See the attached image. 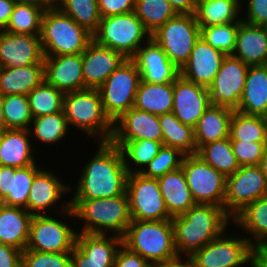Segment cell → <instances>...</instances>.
<instances>
[{"label":"cell","mask_w":267,"mask_h":267,"mask_svg":"<svg viewBox=\"0 0 267 267\" xmlns=\"http://www.w3.org/2000/svg\"><path fill=\"white\" fill-rule=\"evenodd\" d=\"M126 193L132 220L160 221L172 218L166 208L158 179L141 173L128 174Z\"/></svg>","instance_id":"cell-11"},{"label":"cell","mask_w":267,"mask_h":267,"mask_svg":"<svg viewBox=\"0 0 267 267\" xmlns=\"http://www.w3.org/2000/svg\"><path fill=\"white\" fill-rule=\"evenodd\" d=\"M149 265L150 263L141 255L122 244L116 253L113 267H149Z\"/></svg>","instance_id":"cell-52"},{"label":"cell","mask_w":267,"mask_h":267,"mask_svg":"<svg viewBox=\"0 0 267 267\" xmlns=\"http://www.w3.org/2000/svg\"><path fill=\"white\" fill-rule=\"evenodd\" d=\"M4 130H7V128L4 118L3 96L0 94V132H3Z\"/></svg>","instance_id":"cell-59"},{"label":"cell","mask_w":267,"mask_h":267,"mask_svg":"<svg viewBox=\"0 0 267 267\" xmlns=\"http://www.w3.org/2000/svg\"><path fill=\"white\" fill-rule=\"evenodd\" d=\"M141 76L132 59H126L98 88L103 108L112 122L134 106Z\"/></svg>","instance_id":"cell-8"},{"label":"cell","mask_w":267,"mask_h":267,"mask_svg":"<svg viewBox=\"0 0 267 267\" xmlns=\"http://www.w3.org/2000/svg\"><path fill=\"white\" fill-rule=\"evenodd\" d=\"M184 157L185 154L178 149L163 145L141 174L149 178L158 179L166 173L181 168Z\"/></svg>","instance_id":"cell-47"},{"label":"cell","mask_w":267,"mask_h":267,"mask_svg":"<svg viewBox=\"0 0 267 267\" xmlns=\"http://www.w3.org/2000/svg\"><path fill=\"white\" fill-rule=\"evenodd\" d=\"M43 60L40 36L0 31V67H21Z\"/></svg>","instance_id":"cell-22"},{"label":"cell","mask_w":267,"mask_h":267,"mask_svg":"<svg viewBox=\"0 0 267 267\" xmlns=\"http://www.w3.org/2000/svg\"><path fill=\"white\" fill-rule=\"evenodd\" d=\"M131 59L144 82L164 84L174 82L180 76V69L169 60L152 38L143 44Z\"/></svg>","instance_id":"cell-18"},{"label":"cell","mask_w":267,"mask_h":267,"mask_svg":"<svg viewBox=\"0 0 267 267\" xmlns=\"http://www.w3.org/2000/svg\"><path fill=\"white\" fill-rule=\"evenodd\" d=\"M181 258L182 256H177L167 261L150 263L149 267H194L190 257H186L184 261Z\"/></svg>","instance_id":"cell-56"},{"label":"cell","mask_w":267,"mask_h":267,"mask_svg":"<svg viewBox=\"0 0 267 267\" xmlns=\"http://www.w3.org/2000/svg\"><path fill=\"white\" fill-rule=\"evenodd\" d=\"M44 80L63 93L84 90L83 53L44 56Z\"/></svg>","instance_id":"cell-19"},{"label":"cell","mask_w":267,"mask_h":267,"mask_svg":"<svg viewBox=\"0 0 267 267\" xmlns=\"http://www.w3.org/2000/svg\"><path fill=\"white\" fill-rule=\"evenodd\" d=\"M125 60L121 53L92 40L83 52L85 88L98 89Z\"/></svg>","instance_id":"cell-23"},{"label":"cell","mask_w":267,"mask_h":267,"mask_svg":"<svg viewBox=\"0 0 267 267\" xmlns=\"http://www.w3.org/2000/svg\"><path fill=\"white\" fill-rule=\"evenodd\" d=\"M102 18L134 11L135 0H97Z\"/></svg>","instance_id":"cell-50"},{"label":"cell","mask_w":267,"mask_h":267,"mask_svg":"<svg viewBox=\"0 0 267 267\" xmlns=\"http://www.w3.org/2000/svg\"><path fill=\"white\" fill-rule=\"evenodd\" d=\"M40 169L38 164L21 168L0 165V203L27 210L30 187Z\"/></svg>","instance_id":"cell-25"},{"label":"cell","mask_w":267,"mask_h":267,"mask_svg":"<svg viewBox=\"0 0 267 267\" xmlns=\"http://www.w3.org/2000/svg\"><path fill=\"white\" fill-rule=\"evenodd\" d=\"M77 233L71 252V267H113L122 237Z\"/></svg>","instance_id":"cell-16"},{"label":"cell","mask_w":267,"mask_h":267,"mask_svg":"<svg viewBox=\"0 0 267 267\" xmlns=\"http://www.w3.org/2000/svg\"><path fill=\"white\" fill-rule=\"evenodd\" d=\"M253 267H267V247L253 248L251 263Z\"/></svg>","instance_id":"cell-57"},{"label":"cell","mask_w":267,"mask_h":267,"mask_svg":"<svg viewBox=\"0 0 267 267\" xmlns=\"http://www.w3.org/2000/svg\"><path fill=\"white\" fill-rule=\"evenodd\" d=\"M232 56L248 66L267 65V27L241 21Z\"/></svg>","instance_id":"cell-26"},{"label":"cell","mask_w":267,"mask_h":267,"mask_svg":"<svg viewBox=\"0 0 267 267\" xmlns=\"http://www.w3.org/2000/svg\"><path fill=\"white\" fill-rule=\"evenodd\" d=\"M93 40L92 34L58 7L44 11L40 41L44 56L83 53Z\"/></svg>","instance_id":"cell-6"},{"label":"cell","mask_w":267,"mask_h":267,"mask_svg":"<svg viewBox=\"0 0 267 267\" xmlns=\"http://www.w3.org/2000/svg\"><path fill=\"white\" fill-rule=\"evenodd\" d=\"M22 251L0 243V267H21Z\"/></svg>","instance_id":"cell-53"},{"label":"cell","mask_w":267,"mask_h":267,"mask_svg":"<svg viewBox=\"0 0 267 267\" xmlns=\"http://www.w3.org/2000/svg\"><path fill=\"white\" fill-rule=\"evenodd\" d=\"M28 129L0 133V165L21 168L36 164Z\"/></svg>","instance_id":"cell-28"},{"label":"cell","mask_w":267,"mask_h":267,"mask_svg":"<svg viewBox=\"0 0 267 267\" xmlns=\"http://www.w3.org/2000/svg\"><path fill=\"white\" fill-rule=\"evenodd\" d=\"M43 13L44 10L37 6L15 3L9 23L3 31L40 36Z\"/></svg>","instance_id":"cell-42"},{"label":"cell","mask_w":267,"mask_h":267,"mask_svg":"<svg viewBox=\"0 0 267 267\" xmlns=\"http://www.w3.org/2000/svg\"><path fill=\"white\" fill-rule=\"evenodd\" d=\"M14 5L13 0H0V31L8 25Z\"/></svg>","instance_id":"cell-54"},{"label":"cell","mask_w":267,"mask_h":267,"mask_svg":"<svg viewBox=\"0 0 267 267\" xmlns=\"http://www.w3.org/2000/svg\"><path fill=\"white\" fill-rule=\"evenodd\" d=\"M174 244L178 256L190 257L208 242L219 237L232 218L224 208L211 204H195L187 212L171 218ZM230 221V222H229Z\"/></svg>","instance_id":"cell-3"},{"label":"cell","mask_w":267,"mask_h":267,"mask_svg":"<svg viewBox=\"0 0 267 267\" xmlns=\"http://www.w3.org/2000/svg\"><path fill=\"white\" fill-rule=\"evenodd\" d=\"M33 118L61 112L64 93L43 80L28 95Z\"/></svg>","instance_id":"cell-43"},{"label":"cell","mask_w":267,"mask_h":267,"mask_svg":"<svg viewBox=\"0 0 267 267\" xmlns=\"http://www.w3.org/2000/svg\"><path fill=\"white\" fill-rule=\"evenodd\" d=\"M248 68L240 59L232 55L226 56L213 83L208 87L211 104L237 110Z\"/></svg>","instance_id":"cell-15"},{"label":"cell","mask_w":267,"mask_h":267,"mask_svg":"<svg viewBox=\"0 0 267 267\" xmlns=\"http://www.w3.org/2000/svg\"><path fill=\"white\" fill-rule=\"evenodd\" d=\"M21 267H71V253L22 252Z\"/></svg>","instance_id":"cell-48"},{"label":"cell","mask_w":267,"mask_h":267,"mask_svg":"<svg viewBox=\"0 0 267 267\" xmlns=\"http://www.w3.org/2000/svg\"><path fill=\"white\" fill-rule=\"evenodd\" d=\"M237 111L248 115L267 114V65L249 66Z\"/></svg>","instance_id":"cell-30"},{"label":"cell","mask_w":267,"mask_h":267,"mask_svg":"<svg viewBox=\"0 0 267 267\" xmlns=\"http://www.w3.org/2000/svg\"><path fill=\"white\" fill-rule=\"evenodd\" d=\"M122 244L149 263L167 261L178 256L171 219L132 220L122 236Z\"/></svg>","instance_id":"cell-5"},{"label":"cell","mask_w":267,"mask_h":267,"mask_svg":"<svg viewBox=\"0 0 267 267\" xmlns=\"http://www.w3.org/2000/svg\"><path fill=\"white\" fill-rule=\"evenodd\" d=\"M62 110L69 127H77L97 143L111 140L113 122L104 111L98 89L86 88L64 93Z\"/></svg>","instance_id":"cell-4"},{"label":"cell","mask_w":267,"mask_h":267,"mask_svg":"<svg viewBox=\"0 0 267 267\" xmlns=\"http://www.w3.org/2000/svg\"><path fill=\"white\" fill-rule=\"evenodd\" d=\"M151 38L169 60L181 69L200 38V27L195 14H178L152 33Z\"/></svg>","instance_id":"cell-9"},{"label":"cell","mask_w":267,"mask_h":267,"mask_svg":"<svg viewBox=\"0 0 267 267\" xmlns=\"http://www.w3.org/2000/svg\"><path fill=\"white\" fill-rule=\"evenodd\" d=\"M243 231L250 244L255 247H267V196L248 204L233 219ZM253 236L251 239L250 237Z\"/></svg>","instance_id":"cell-33"},{"label":"cell","mask_w":267,"mask_h":267,"mask_svg":"<svg viewBox=\"0 0 267 267\" xmlns=\"http://www.w3.org/2000/svg\"><path fill=\"white\" fill-rule=\"evenodd\" d=\"M159 123L164 146L178 149L185 155L196 154L193 127L181 123L172 112L159 115Z\"/></svg>","instance_id":"cell-36"},{"label":"cell","mask_w":267,"mask_h":267,"mask_svg":"<svg viewBox=\"0 0 267 267\" xmlns=\"http://www.w3.org/2000/svg\"><path fill=\"white\" fill-rule=\"evenodd\" d=\"M233 111L217 105H211L204 111L194 127L196 154L207 143L229 138L230 119Z\"/></svg>","instance_id":"cell-29"},{"label":"cell","mask_w":267,"mask_h":267,"mask_svg":"<svg viewBox=\"0 0 267 267\" xmlns=\"http://www.w3.org/2000/svg\"><path fill=\"white\" fill-rule=\"evenodd\" d=\"M178 14H195L196 5L193 0H168Z\"/></svg>","instance_id":"cell-55"},{"label":"cell","mask_w":267,"mask_h":267,"mask_svg":"<svg viewBox=\"0 0 267 267\" xmlns=\"http://www.w3.org/2000/svg\"><path fill=\"white\" fill-rule=\"evenodd\" d=\"M57 7L91 34L98 29L102 17L97 0H58Z\"/></svg>","instance_id":"cell-44"},{"label":"cell","mask_w":267,"mask_h":267,"mask_svg":"<svg viewBox=\"0 0 267 267\" xmlns=\"http://www.w3.org/2000/svg\"><path fill=\"white\" fill-rule=\"evenodd\" d=\"M247 17L242 21L254 26L267 27V0H248ZM246 18V20H245Z\"/></svg>","instance_id":"cell-51"},{"label":"cell","mask_w":267,"mask_h":267,"mask_svg":"<svg viewBox=\"0 0 267 267\" xmlns=\"http://www.w3.org/2000/svg\"><path fill=\"white\" fill-rule=\"evenodd\" d=\"M225 57L224 53L214 49L200 37L195 42L187 62L180 69V76L208 88Z\"/></svg>","instance_id":"cell-21"},{"label":"cell","mask_w":267,"mask_h":267,"mask_svg":"<svg viewBox=\"0 0 267 267\" xmlns=\"http://www.w3.org/2000/svg\"><path fill=\"white\" fill-rule=\"evenodd\" d=\"M240 166L259 165L267 143L230 141Z\"/></svg>","instance_id":"cell-49"},{"label":"cell","mask_w":267,"mask_h":267,"mask_svg":"<svg viewBox=\"0 0 267 267\" xmlns=\"http://www.w3.org/2000/svg\"><path fill=\"white\" fill-rule=\"evenodd\" d=\"M152 140L163 142L159 115L132 107L113 122L110 141Z\"/></svg>","instance_id":"cell-20"},{"label":"cell","mask_w":267,"mask_h":267,"mask_svg":"<svg viewBox=\"0 0 267 267\" xmlns=\"http://www.w3.org/2000/svg\"><path fill=\"white\" fill-rule=\"evenodd\" d=\"M159 188L171 217L187 212L196 203L182 168L158 178Z\"/></svg>","instance_id":"cell-31"},{"label":"cell","mask_w":267,"mask_h":267,"mask_svg":"<svg viewBox=\"0 0 267 267\" xmlns=\"http://www.w3.org/2000/svg\"><path fill=\"white\" fill-rule=\"evenodd\" d=\"M238 236L240 235L227 236L224 231L190 256L193 266L239 267L251 263L254 247L246 237Z\"/></svg>","instance_id":"cell-12"},{"label":"cell","mask_w":267,"mask_h":267,"mask_svg":"<svg viewBox=\"0 0 267 267\" xmlns=\"http://www.w3.org/2000/svg\"><path fill=\"white\" fill-rule=\"evenodd\" d=\"M3 109L7 129H29L33 116L27 95L3 96Z\"/></svg>","instance_id":"cell-45"},{"label":"cell","mask_w":267,"mask_h":267,"mask_svg":"<svg viewBox=\"0 0 267 267\" xmlns=\"http://www.w3.org/2000/svg\"><path fill=\"white\" fill-rule=\"evenodd\" d=\"M15 3L31 4L44 11L57 8L58 0H13Z\"/></svg>","instance_id":"cell-58"},{"label":"cell","mask_w":267,"mask_h":267,"mask_svg":"<svg viewBox=\"0 0 267 267\" xmlns=\"http://www.w3.org/2000/svg\"><path fill=\"white\" fill-rule=\"evenodd\" d=\"M68 123L63 110L54 114L33 118L29 127L30 135H34L42 144H56L66 138Z\"/></svg>","instance_id":"cell-41"},{"label":"cell","mask_w":267,"mask_h":267,"mask_svg":"<svg viewBox=\"0 0 267 267\" xmlns=\"http://www.w3.org/2000/svg\"><path fill=\"white\" fill-rule=\"evenodd\" d=\"M264 196H267V181L259 165L240 166L226 177L223 208L233 219L248 204Z\"/></svg>","instance_id":"cell-13"},{"label":"cell","mask_w":267,"mask_h":267,"mask_svg":"<svg viewBox=\"0 0 267 267\" xmlns=\"http://www.w3.org/2000/svg\"><path fill=\"white\" fill-rule=\"evenodd\" d=\"M181 168L196 204H211L223 208L226 177L221 172L208 165L197 154L185 155Z\"/></svg>","instance_id":"cell-10"},{"label":"cell","mask_w":267,"mask_h":267,"mask_svg":"<svg viewBox=\"0 0 267 267\" xmlns=\"http://www.w3.org/2000/svg\"><path fill=\"white\" fill-rule=\"evenodd\" d=\"M92 36L97 44L121 53L126 59H131L151 38L134 11L101 18Z\"/></svg>","instance_id":"cell-7"},{"label":"cell","mask_w":267,"mask_h":267,"mask_svg":"<svg viewBox=\"0 0 267 267\" xmlns=\"http://www.w3.org/2000/svg\"><path fill=\"white\" fill-rule=\"evenodd\" d=\"M172 113L183 124L195 127L204 111L210 107L208 88L179 76L173 82Z\"/></svg>","instance_id":"cell-17"},{"label":"cell","mask_w":267,"mask_h":267,"mask_svg":"<svg viewBox=\"0 0 267 267\" xmlns=\"http://www.w3.org/2000/svg\"><path fill=\"white\" fill-rule=\"evenodd\" d=\"M134 12L150 34L178 15L168 0H135Z\"/></svg>","instance_id":"cell-40"},{"label":"cell","mask_w":267,"mask_h":267,"mask_svg":"<svg viewBox=\"0 0 267 267\" xmlns=\"http://www.w3.org/2000/svg\"><path fill=\"white\" fill-rule=\"evenodd\" d=\"M74 229L55 216L33 215L25 250L71 253L77 236L76 228Z\"/></svg>","instance_id":"cell-14"},{"label":"cell","mask_w":267,"mask_h":267,"mask_svg":"<svg viewBox=\"0 0 267 267\" xmlns=\"http://www.w3.org/2000/svg\"><path fill=\"white\" fill-rule=\"evenodd\" d=\"M32 217L24 208L0 203V243L25 251Z\"/></svg>","instance_id":"cell-27"},{"label":"cell","mask_w":267,"mask_h":267,"mask_svg":"<svg viewBox=\"0 0 267 267\" xmlns=\"http://www.w3.org/2000/svg\"><path fill=\"white\" fill-rule=\"evenodd\" d=\"M43 169L35 174L29 191L27 211L32 215L47 214V209L60 202L64 194L73 191L71 185L64 184L52 170Z\"/></svg>","instance_id":"cell-24"},{"label":"cell","mask_w":267,"mask_h":267,"mask_svg":"<svg viewBox=\"0 0 267 267\" xmlns=\"http://www.w3.org/2000/svg\"><path fill=\"white\" fill-rule=\"evenodd\" d=\"M229 137L230 141L267 143L265 117L234 110L230 119Z\"/></svg>","instance_id":"cell-38"},{"label":"cell","mask_w":267,"mask_h":267,"mask_svg":"<svg viewBox=\"0 0 267 267\" xmlns=\"http://www.w3.org/2000/svg\"><path fill=\"white\" fill-rule=\"evenodd\" d=\"M197 155L225 177L240 168L232 150L230 137L203 145L197 151Z\"/></svg>","instance_id":"cell-39"},{"label":"cell","mask_w":267,"mask_h":267,"mask_svg":"<svg viewBox=\"0 0 267 267\" xmlns=\"http://www.w3.org/2000/svg\"><path fill=\"white\" fill-rule=\"evenodd\" d=\"M44 80V62L21 67H0V94L28 95Z\"/></svg>","instance_id":"cell-32"},{"label":"cell","mask_w":267,"mask_h":267,"mask_svg":"<svg viewBox=\"0 0 267 267\" xmlns=\"http://www.w3.org/2000/svg\"><path fill=\"white\" fill-rule=\"evenodd\" d=\"M98 150L81 170L71 199H98L126 192L128 177L121 150L111 141L99 142Z\"/></svg>","instance_id":"cell-1"},{"label":"cell","mask_w":267,"mask_h":267,"mask_svg":"<svg viewBox=\"0 0 267 267\" xmlns=\"http://www.w3.org/2000/svg\"><path fill=\"white\" fill-rule=\"evenodd\" d=\"M240 22L200 27V37L214 49L226 56L232 55Z\"/></svg>","instance_id":"cell-46"},{"label":"cell","mask_w":267,"mask_h":267,"mask_svg":"<svg viewBox=\"0 0 267 267\" xmlns=\"http://www.w3.org/2000/svg\"><path fill=\"white\" fill-rule=\"evenodd\" d=\"M111 142L121 150L124 165L129 174L142 173V171H144V167L146 168L148 166L163 146V142L146 139ZM132 164L135 165V167Z\"/></svg>","instance_id":"cell-37"},{"label":"cell","mask_w":267,"mask_h":267,"mask_svg":"<svg viewBox=\"0 0 267 267\" xmlns=\"http://www.w3.org/2000/svg\"><path fill=\"white\" fill-rule=\"evenodd\" d=\"M62 216L83 220L77 233L123 236L132 221L127 193L111 198L70 199L61 207ZM64 213V214H63Z\"/></svg>","instance_id":"cell-2"},{"label":"cell","mask_w":267,"mask_h":267,"mask_svg":"<svg viewBox=\"0 0 267 267\" xmlns=\"http://www.w3.org/2000/svg\"><path fill=\"white\" fill-rule=\"evenodd\" d=\"M241 0H207L196 7L199 27L215 26L230 22H241Z\"/></svg>","instance_id":"cell-35"},{"label":"cell","mask_w":267,"mask_h":267,"mask_svg":"<svg viewBox=\"0 0 267 267\" xmlns=\"http://www.w3.org/2000/svg\"><path fill=\"white\" fill-rule=\"evenodd\" d=\"M259 167L261 168L262 173L264 174L265 179L267 181V146L264 150L263 157L261 158Z\"/></svg>","instance_id":"cell-60"},{"label":"cell","mask_w":267,"mask_h":267,"mask_svg":"<svg viewBox=\"0 0 267 267\" xmlns=\"http://www.w3.org/2000/svg\"><path fill=\"white\" fill-rule=\"evenodd\" d=\"M195 5H199L201 2L207 1V0H193Z\"/></svg>","instance_id":"cell-61"},{"label":"cell","mask_w":267,"mask_h":267,"mask_svg":"<svg viewBox=\"0 0 267 267\" xmlns=\"http://www.w3.org/2000/svg\"><path fill=\"white\" fill-rule=\"evenodd\" d=\"M173 97V82L156 84L141 80L133 107L151 114H167L172 112Z\"/></svg>","instance_id":"cell-34"}]
</instances>
